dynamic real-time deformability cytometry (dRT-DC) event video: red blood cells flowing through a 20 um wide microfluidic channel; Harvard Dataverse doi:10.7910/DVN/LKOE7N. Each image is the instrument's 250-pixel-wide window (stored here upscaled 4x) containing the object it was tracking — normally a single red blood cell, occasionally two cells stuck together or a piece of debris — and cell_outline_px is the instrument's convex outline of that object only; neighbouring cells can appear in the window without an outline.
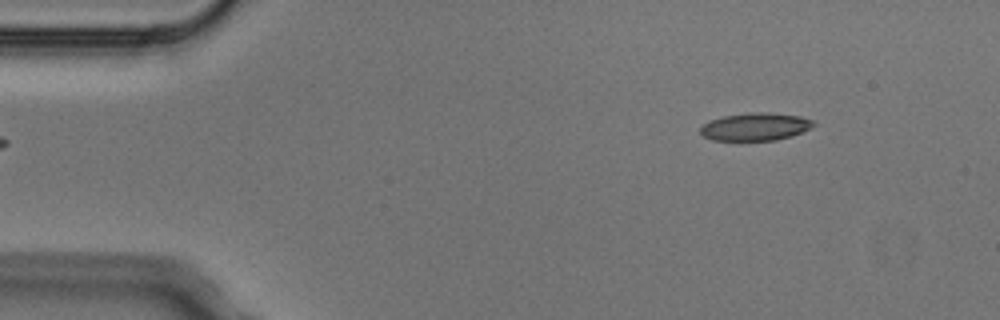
{"species": "Egyptian fruit bat (a non-hibernating species)", "species_latin": "Rousettus aegyptiacus", "temperature_condition": "cold", "stored_images_in_passage": 3, "camera_frame_rate_fps": 3000, "um_per_image_px": 0.085, "animal": {"sex": "male"}, "frame": {"image": 1, "passage_image": 1, "time_ms": 0.0, "image_size_px": [1000, 320], "cell_outline_px": [[816, 124], [792, 136], [776, 140], [712, 140], [704, 136], [700, 132], [700, 128], [708, 120], [724, 116], [748, 112], [768, 112], [800, 116], [816, 120]], "centroid_in_image_um": [64.21, 10.76], "position_along_channel_um": 20.8, "area_um2": 18.32}}